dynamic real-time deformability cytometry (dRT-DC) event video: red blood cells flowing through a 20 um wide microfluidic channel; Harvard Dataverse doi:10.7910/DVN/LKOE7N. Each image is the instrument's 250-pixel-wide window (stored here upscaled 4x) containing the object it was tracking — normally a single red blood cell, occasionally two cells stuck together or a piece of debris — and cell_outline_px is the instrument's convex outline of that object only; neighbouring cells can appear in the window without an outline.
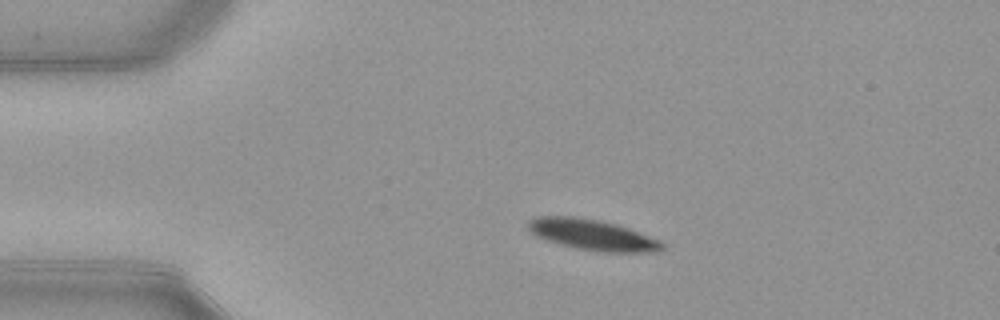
{"species": "common noctule bat (a hibernating species)", "species_latin": "Nyctalus noctula", "temperature_condition": "warm", "stored_images_in_passage": 43, "camera_frame_rate_fps": 3000, "um_per_image_px": 0.085, "animal": {"sex": "female", "body_mass_g": 21.9}, "frame": {"image": 1, "passage_image": 1, "time_ms": 0.0, "image_size_px": [1000, 320], "cell_outline_px": [[664, 248], [660, 252], [600, 252], [576, 248], [560, 244], [536, 236], [528, 228], [528, 220], [536, 216], [576, 216], [600, 220], [616, 224], [628, 228], [660, 240], [664, 244]], "centroid_in_image_um": [50.37, 19.95], "position_along_channel_um": 34.6, "area_um2": 24.1}}
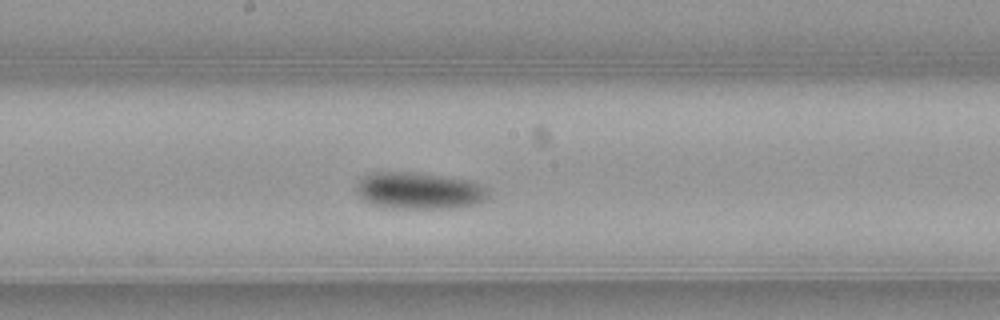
{"frame": {"image": 2, "passage_image": 18, "time_ms": 5.667, "image_size_px": [1000, 320], "cell_outline_px": [[488, 196], [484, 200], [476, 204], [452, 208], [392, 208], [372, 204], [364, 200], [356, 192], [356, 188], [360, 180], [364, 176], [372, 172], [408, 172], [472, 180], [480, 184], [488, 192]], "centroid_in_image_um": [35.62, 16.21], "position_along_channel_um": 212.6, "area_um2": 28.03}}
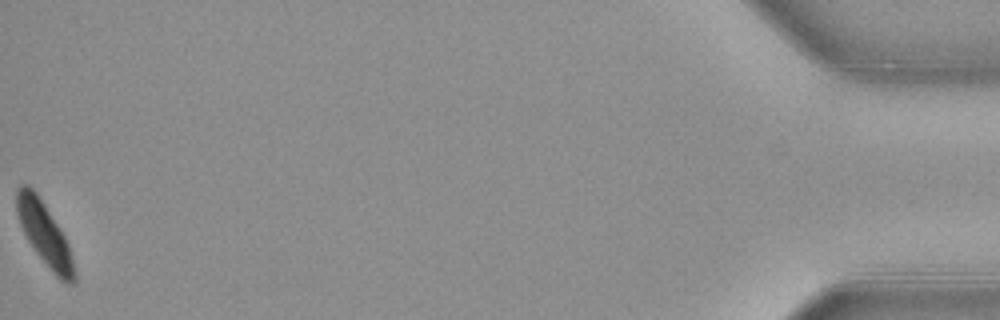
{"frame": {"image": 3, "passage_image": 43, "time_ms": 14.0, "image_size_px": [1000, 320], "cell_outline_px": [[76, 280], [72, 284], [68, 284], [60, 280], [52, 272], [36, 252], [28, 240], [20, 224], [16, 212], [16, 188], [20, 184], [28, 184], [36, 192], [60, 228], [68, 244], [76, 272]], "centroid_in_image_um": [3.78, 19.88], "position_along_channel_um": 431.4, "area_um2": 20.98}, "authors_computed_cell_mechanics": {"area_um2": 25.5476, "velocity_mm_per_s": 3.8848, "shape_relaxation_time_tau1_ms": 3.4947, "shape_relaxation_time_tau2_ms": 5.0294, "deformation_change_tau1": 0.1289, "deformation_change_tau2": 0.0777}}